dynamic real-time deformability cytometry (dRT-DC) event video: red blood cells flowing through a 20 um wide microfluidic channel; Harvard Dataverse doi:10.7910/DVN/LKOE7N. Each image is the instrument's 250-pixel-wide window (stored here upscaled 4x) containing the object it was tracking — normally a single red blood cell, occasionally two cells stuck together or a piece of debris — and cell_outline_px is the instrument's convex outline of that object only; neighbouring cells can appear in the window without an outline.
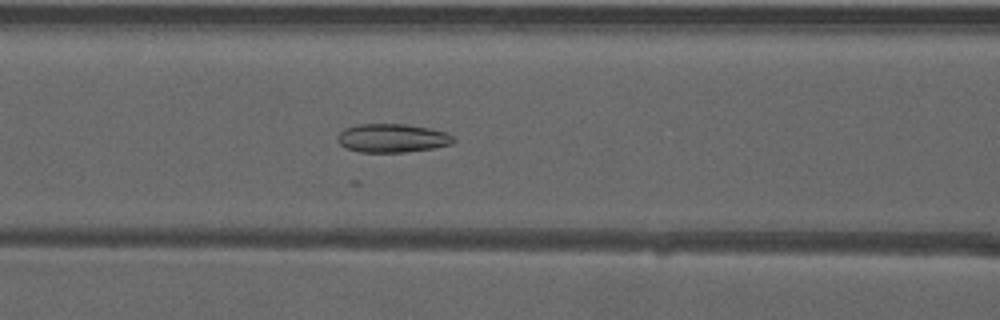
{"species": "common noctule bat (a hibernating species)", "species_latin": "Nyctalus noctula", "temperature_condition": "warm", "stored_images_in_passage": 32, "camera_frame_rate_fps": 3000, "um_per_image_px": 0.085, "animal": {"sex": "male", "forearm_length_mm": 52.5}, "frame": {"image": 1, "passage_image": 22, "time_ms": 7.0, "image_size_px": [1000, 320], "cell_outline_px": [[456, 140], [452, 144], [432, 148], [404, 152], [360, 152], [348, 148], [340, 144], [336, 140], [336, 136], [344, 128], [356, 124], [404, 124], [428, 128], [448, 132]], "centroid_in_image_um": [33.33, 11.73], "position_along_channel_um": 133.3, "area_um2": 19.36}}
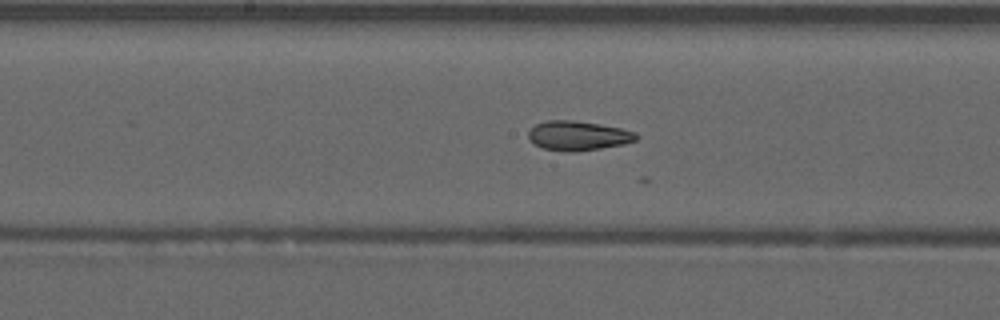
{"frame": {"image": 2, "passage_image": 27, "time_ms": 8.667, "image_size_px": [1000, 320], "cell_outline_px": [[640, 136], [636, 140], [624, 144], [600, 148], [572, 152], [568, 152], [544, 148], [528, 140], [528, 132], [536, 124], [548, 120], [572, 120], [600, 124], [620, 128], [636, 132]], "centroid_in_image_um": [49.15, 11.53], "position_along_channel_um": 199.0, "area_um2": 18.44}}
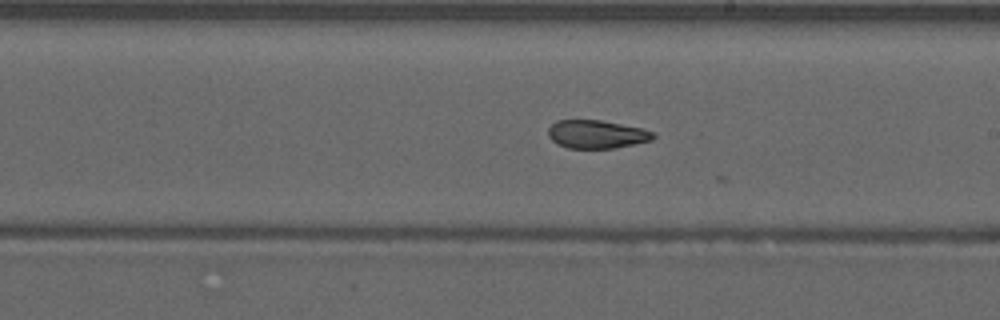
{"frame": {"image": 3, "passage_image": 30, "time_ms": 9.667, "image_size_px": [1000, 320], "cell_outline_px": [[656, 136], [652, 140], [616, 148], [568, 148], [556, 144], [548, 136], [548, 128], [556, 120], [600, 120], [644, 128], [652, 132]], "centroid_in_image_um": [50.71, 11.41], "position_along_channel_um": 238.3, "area_um2": 17.4}}